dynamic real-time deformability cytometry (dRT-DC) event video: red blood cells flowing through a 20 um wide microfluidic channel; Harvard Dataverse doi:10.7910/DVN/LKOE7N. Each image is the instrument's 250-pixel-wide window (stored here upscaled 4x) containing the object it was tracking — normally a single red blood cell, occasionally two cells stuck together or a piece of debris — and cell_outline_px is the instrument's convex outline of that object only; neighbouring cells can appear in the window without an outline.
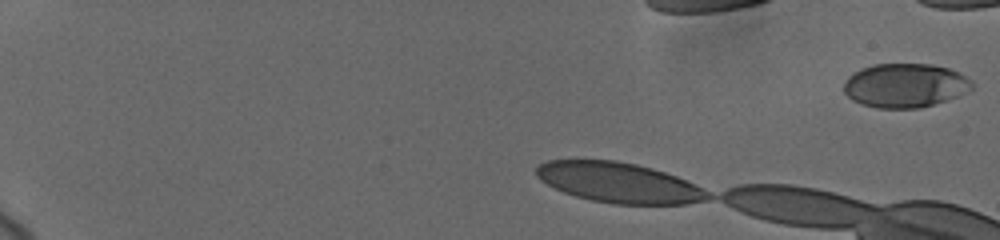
{"species": "human", "species_latin": "Homo sapiens", "temperature_condition": "cold", "stored_images_in_passage": 9, "segment_of_instrument_passage": [1, 2], "camera_frame_rate_fps": 3000, "um_per_image_px": 0.085, "donor": {"sex": "female"}, "frame": {"image": 1, "passage_image": 1, "time_ms": 0.0, "image_size_px": [1000, 240], "cell_outline_px": [[972, 88], [956, 96], [920, 108], [880, 108], [860, 104], [852, 100], [844, 92], [844, 84], [848, 76], [860, 68], [872, 64], [928, 64], [948, 68], [972, 80]], "centroid_in_image_um": [76.87, 7.26], "position_along_channel_um": 8.1, "area_um2": 32.6}}
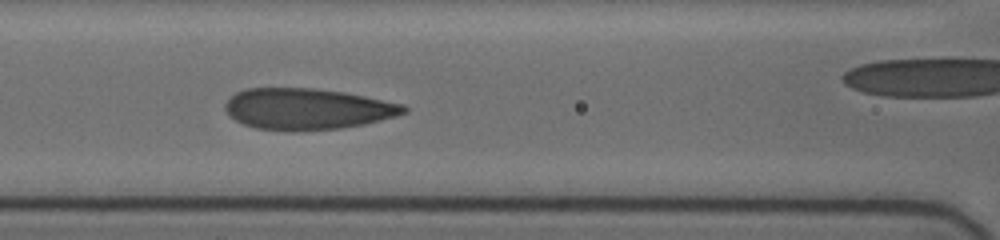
{"frame": {"image": 2, "passage_image": 7, "time_ms": 5.667, "image_size_px": [1000, 240], "cell_outline_px": [[408, 112], [396, 116], [364, 124], [340, 128], [292, 132], [284, 132], [256, 128], [244, 124], [228, 116], [224, 108], [224, 104], [236, 92], [248, 88], [312, 88], [344, 92], [404, 104], [408, 108]], "centroid_in_image_um": [26.1, 9.27], "position_along_channel_um": 140.5, "area_um2": 43.18}}
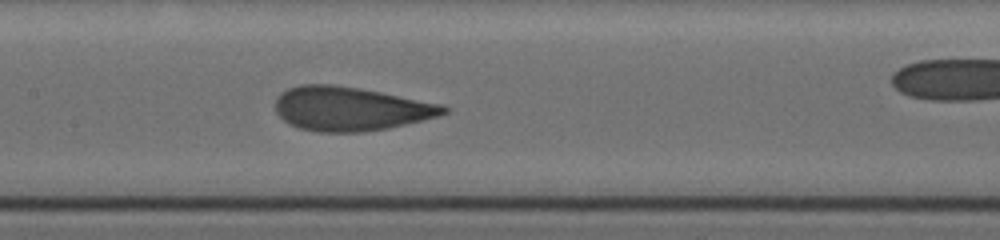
{"frame": {"image": 3, "passage_image": 8, "time_ms": 6.667, "image_size_px": [1000, 240], "cell_outline_px": [[448, 112], [440, 116], [388, 128], [360, 132], [316, 132], [300, 128], [288, 124], [276, 112], [276, 96], [280, 92], [288, 88], [300, 84], [332, 84], [360, 88], [444, 104], [448, 108]], "centroid_in_image_um": [29.78, 9.24], "position_along_channel_um": 177.6, "area_um2": 43.35}}